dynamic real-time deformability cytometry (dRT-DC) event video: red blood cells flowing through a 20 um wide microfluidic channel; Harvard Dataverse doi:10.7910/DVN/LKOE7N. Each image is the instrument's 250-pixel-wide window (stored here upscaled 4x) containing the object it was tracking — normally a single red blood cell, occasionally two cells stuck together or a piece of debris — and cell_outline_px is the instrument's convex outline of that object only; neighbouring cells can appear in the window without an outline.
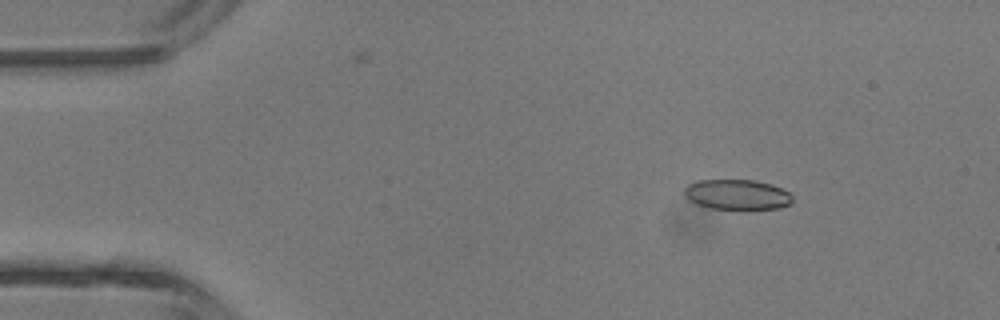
{"species": "common noctule bat (a hibernating species)", "species_latin": "Nyctalus noctula", "temperature_condition": "room temperature", "stored_images_in_passage": 4, "camera_frame_rate_fps": 3000, "um_per_image_px": 0.085, "animal": {"sex": "male", "body_mass_g": 13.3}, "frame": {"image": 1, "passage_image": 2, "time_ms": 1.333, "image_size_px": [1000, 320], "cell_outline_px": [[792, 204], [780, 208], [744, 212], [712, 208], [696, 204], [684, 192], [684, 188], [688, 184], [696, 180], [756, 180], [772, 184], [788, 192], [792, 196]], "centroid_in_image_um": [62.71, 16.58], "position_along_channel_um": 22.3, "area_um2": 19.71}}
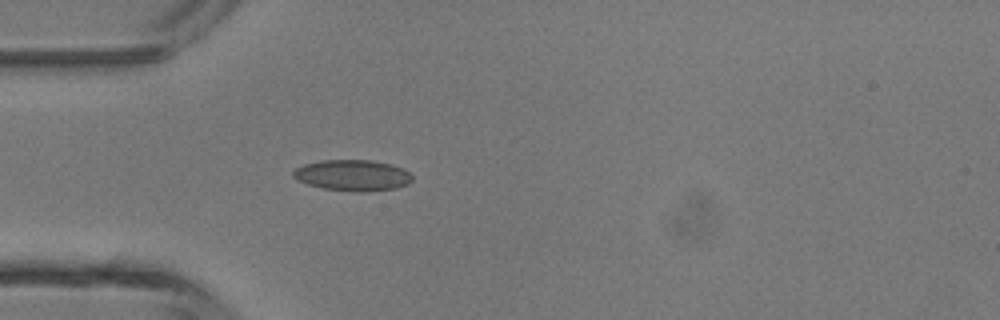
{"frame": {"image": 2, "passage_image": 4, "time_ms": 3.667, "image_size_px": [1000, 320], "cell_outline_px": [[412, 180], [408, 184], [396, 188], [364, 192], [356, 192], [324, 188], [308, 184], [296, 180], [292, 176], [292, 172], [296, 168], [304, 164], [320, 160], [372, 160], [392, 164], [404, 168], [412, 176]], "centroid_in_image_um": [29.98, 14.89], "position_along_channel_um": 55.0, "area_um2": 21.68}}